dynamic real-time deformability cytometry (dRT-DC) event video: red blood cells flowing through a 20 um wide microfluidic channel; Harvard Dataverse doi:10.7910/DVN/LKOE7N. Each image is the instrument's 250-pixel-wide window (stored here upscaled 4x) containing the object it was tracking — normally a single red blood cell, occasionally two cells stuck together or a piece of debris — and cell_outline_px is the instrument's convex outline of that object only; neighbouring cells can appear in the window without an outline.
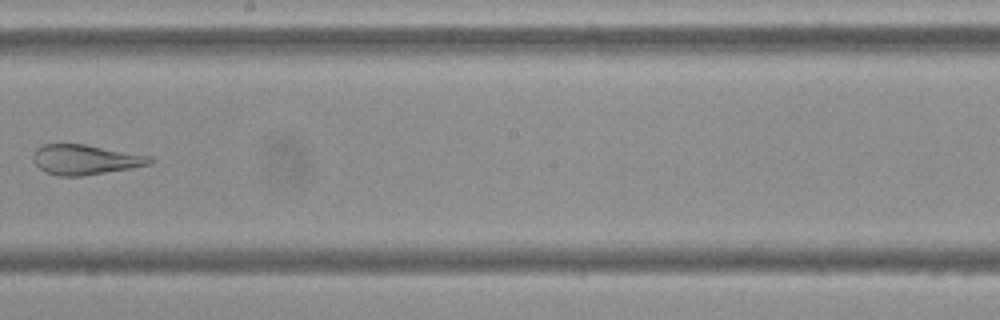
{"species": "Egyptian fruit bat (a non-hibernating species)", "species_latin": "Rousettus aegyptiacus", "temperature_condition": "cold", "stored_images_in_passage": 9, "camera_frame_rate_fps": 3000, "um_per_image_px": 0.085, "frame": {"image": 1, "passage_image": 8, "time_ms": 9.0, "image_size_px": [1000, 320], "cell_outline_px": [[156, 160], [152, 164], [132, 168], [84, 176], [60, 176], [48, 172], [40, 168], [32, 160], [32, 156], [36, 148], [44, 144], [84, 144], [152, 156]], "centroid_in_image_um": [7.29, 13.57], "position_along_channel_um": 240.9, "area_um2": 20.52}}
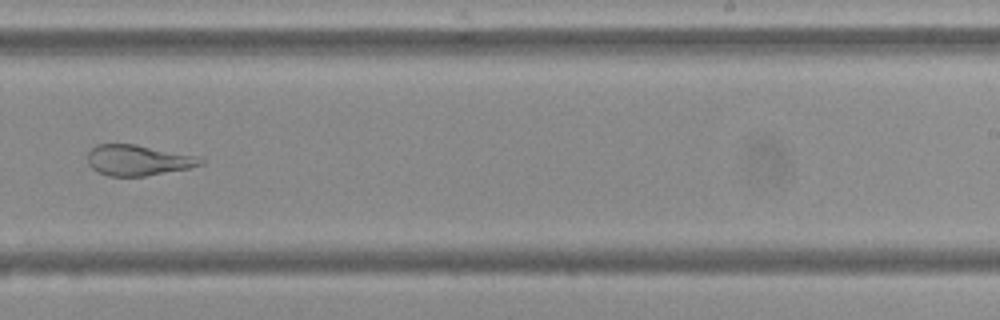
{"frame": {"image": 2, "passage_image": 9, "time_ms": 10.0, "image_size_px": [1000, 320], "cell_outline_px": [[204, 164], [188, 168], [144, 176], [108, 176], [92, 168], [88, 164], [88, 152], [96, 144], [136, 144], [204, 156]], "centroid_in_image_um": [11.8, 13.6], "position_along_channel_um": 277.2, "area_um2": 20.46}}